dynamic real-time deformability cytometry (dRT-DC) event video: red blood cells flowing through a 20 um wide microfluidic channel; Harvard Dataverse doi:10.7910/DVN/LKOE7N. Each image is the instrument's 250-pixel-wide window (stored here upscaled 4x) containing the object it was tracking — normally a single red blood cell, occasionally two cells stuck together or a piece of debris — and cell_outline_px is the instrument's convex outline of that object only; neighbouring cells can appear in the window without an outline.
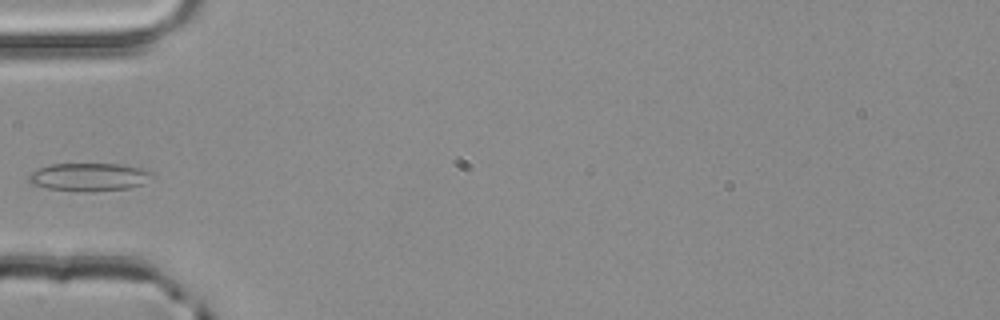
{"species": "common noctule bat (a hibernating species)", "species_latin": "Nyctalus noctula", "temperature_condition": "room temperature", "stored_images_in_passage": 3, "camera_frame_rate_fps": 3000, "um_per_image_px": 0.085, "animal": {"sex": "male", "body_mass_g": 20.4}, "frame": {"image": 1, "passage_image": 3, "time_ms": 0.667, "image_size_px": [1000, 320], "cell_outline_px": [[152, 176], [144, 184], [128, 188], [92, 192], [84, 192], [48, 188], [32, 184], [28, 180], [28, 176], [32, 172], [48, 164], [124, 164], [148, 168], [152, 172]], "centroid_in_image_um": [7.63, 15.04], "position_along_channel_um": 77.4, "area_um2": 20.4}}